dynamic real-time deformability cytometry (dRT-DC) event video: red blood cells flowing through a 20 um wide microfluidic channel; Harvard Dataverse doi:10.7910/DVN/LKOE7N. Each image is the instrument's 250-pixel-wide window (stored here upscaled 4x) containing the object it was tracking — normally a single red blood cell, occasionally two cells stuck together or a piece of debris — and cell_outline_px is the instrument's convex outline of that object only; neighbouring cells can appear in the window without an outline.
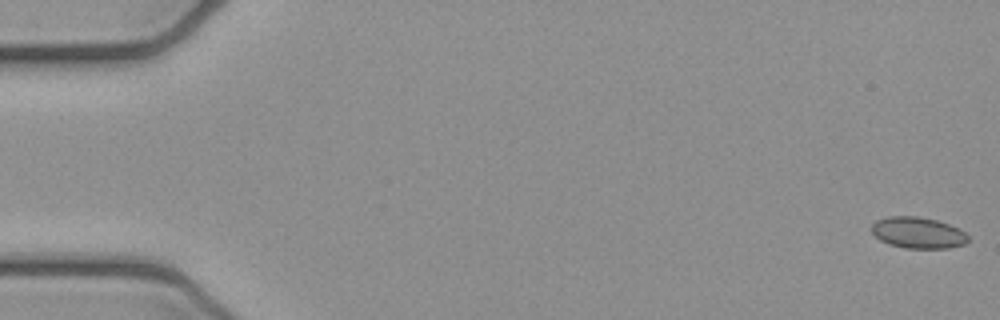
{"species": "common noctule bat (a hibernating species)", "species_latin": "Nyctalus noctula", "temperature_condition": "cold", "stored_images_in_passage": 52, "camera_frame_rate_fps": 3000, "um_per_image_px": 0.085, "animal": {"sex": "female", "body_mass_g": 21.9}, "frame": {"image": 1, "passage_image": 1, "time_ms": 0.0, "image_size_px": [1000, 320], "cell_outline_px": [[968, 240], [964, 244], [948, 248], [904, 248], [888, 244], [880, 240], [872, 232], [872, 224], [876, 220], [888, 216], [916, 216], [936, 220], [960, 228], [968, 236]], "centroid_in_image_um": [78.02, 19.78], "position_along_channel_um": 7.0, "area_um2": 17.57}}
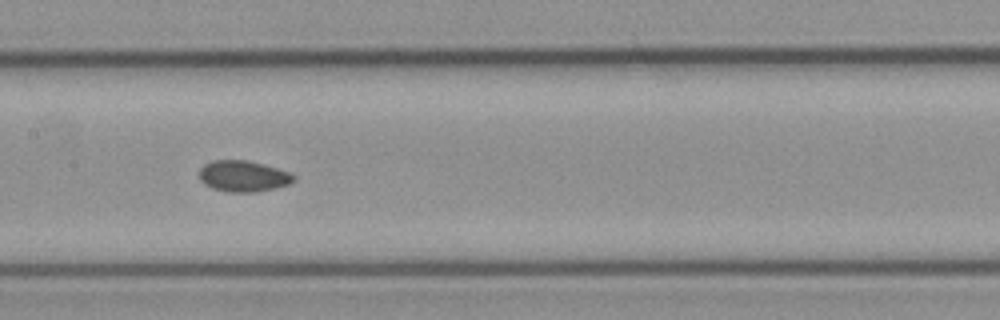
{"frame": {"image": 2, "passage_image": 26, "time_ms": 8.333, "image_size_px": [1000, 320], "cell_outline_px": [[296, 180], [288, 184], [276, 188], [256, 192], [228, 192], [212, 188], [204, 184], [200, 180], [200, 168], [204, 164], [212, 160], [248, 160], [264, 164], [292, 172], [296, 176]], "centroid_in_image_um": [20.71, 14.97], "position_along_channel_um": 186.7, "area_um2": 17.4}}
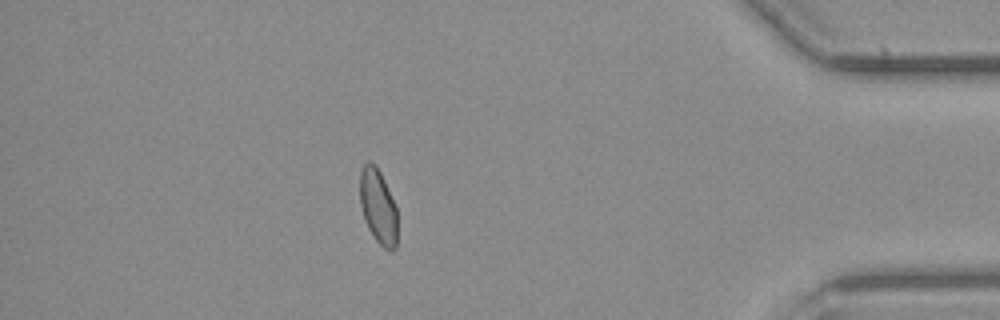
{"frame": {"image": 3, "passage_image": 46, "time_ms": 15.0, "image_size_px": [1000, 320], "cell_outline_px": [[396, 248], [392, 252], [384, 248], [376, 240], [368, 228], [364, 220], [360, 204], [360, 172], [364, 164], [368, 160], [376, 164], [384, 180], [396, 208]], "centroid_in_image_um": [32.12, 17.54], "position_along_channel_um": 403.1, "area_um2": 16.24}, "authors_computed_cell_mechanics": {"area_um2": 16.9932, "velocity_mm_per_s": 3.9334, "shape_relaxation_time_tau1_ms": null, "shape_relaxation_time_tau2_ms": 5.9154, "deformation_change_tau1": null, "deformation_change_tau2": 0.0768}}